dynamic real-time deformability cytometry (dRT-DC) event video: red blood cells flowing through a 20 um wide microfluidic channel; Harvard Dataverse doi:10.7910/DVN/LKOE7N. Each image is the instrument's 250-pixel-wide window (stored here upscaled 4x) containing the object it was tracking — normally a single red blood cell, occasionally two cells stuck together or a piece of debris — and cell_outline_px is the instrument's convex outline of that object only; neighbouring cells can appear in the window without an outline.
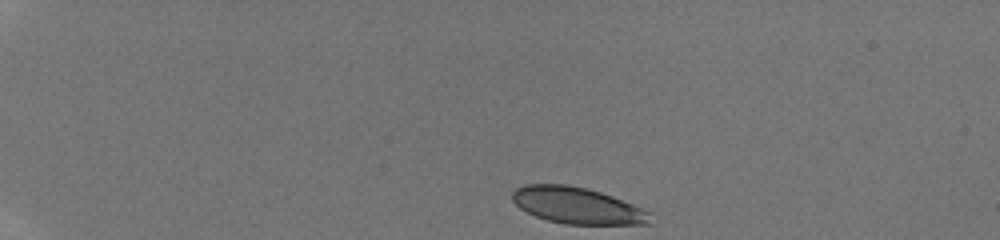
{"species": "human", "species_latin": "Homo sapiens", "temperature_condition": "room temperature", "stored_images_in_passage": 40, "camera_frame_rate_fps": 3000, "um_per_image_px": 0.085, "donor": {"sex": "male"}, "frame": {"image": 1, "passage_image": 1, "time_ms": 0.0, "image_size_px": [1000, 240], "cell_outline_px": [[652, 224], [564, 224], [548, 220], [536, 216], [520, 208], [512, 200], [512, 192], [516, 188], [524, 184], [568, 184], [588, 188], [612, 196], [652, 212]], "centroid_in_image_um": [49.09, 17.47], "position_along_channel_um": 35.9, "area_um2": 29.42}}
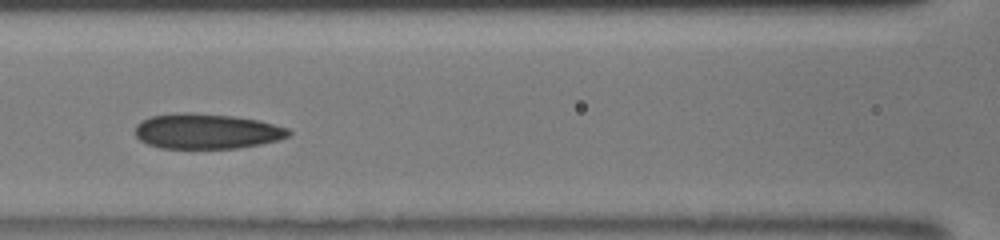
{"frame": {"image": 2, "passage_image": 16, "time_ms": 5.0, "image_size_px": [1000, 240], "cell_outline_px": [[292, 132], [288, 136], [276, 140], [260, 144], [236, 148], [160, 148], [148, 144], [140, 140], [136, 136], [136, 124], [140, 120], [152, 116], [176, 112], [192, 112], [232, 116], [260, 120], [288, 128]], "centroid_in_image_um": [17.54, 11.14], "position_along_channel_um": 149.1, "area_um2": 31.56}}
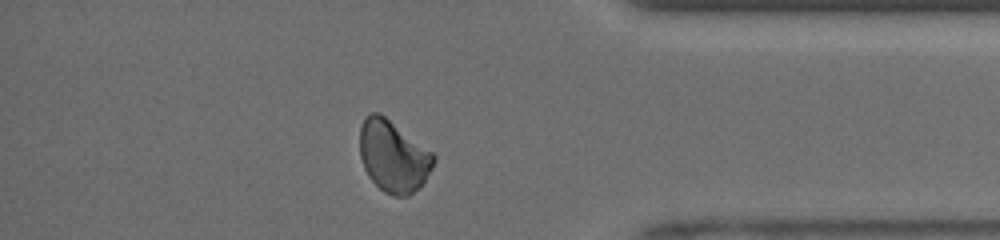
{"frame": {"image": 3, "passage_image": 35, "time_ms": 11.333, "image_size_px": [1000, 240], "cell_outline_px": [[436, 160], [432, 168], [424, 180], [408, 196], [392, 196], [384, 192], [368, 176], [364, 168], [360, 156], [360, 128], [364, 116], [372, 112], [380, 112], [432, 152], [436, 156]], "centroid_in_image_um": [33.4, 13.26], "position_along_channel_um": 401.8, "area_um2": 30.69}, "authors_computed_cell_mechanics": {"area_um2": 30.7207, "velocity_mm_per_s": 4.209, "shape_relaxation_time_tau1_ms": 6.323, "shape_relaxation_time_tau2_ms": 1.8594, "deformation_change_tau1": 0.1295, "deformation_change_tau2": 0.0772}}